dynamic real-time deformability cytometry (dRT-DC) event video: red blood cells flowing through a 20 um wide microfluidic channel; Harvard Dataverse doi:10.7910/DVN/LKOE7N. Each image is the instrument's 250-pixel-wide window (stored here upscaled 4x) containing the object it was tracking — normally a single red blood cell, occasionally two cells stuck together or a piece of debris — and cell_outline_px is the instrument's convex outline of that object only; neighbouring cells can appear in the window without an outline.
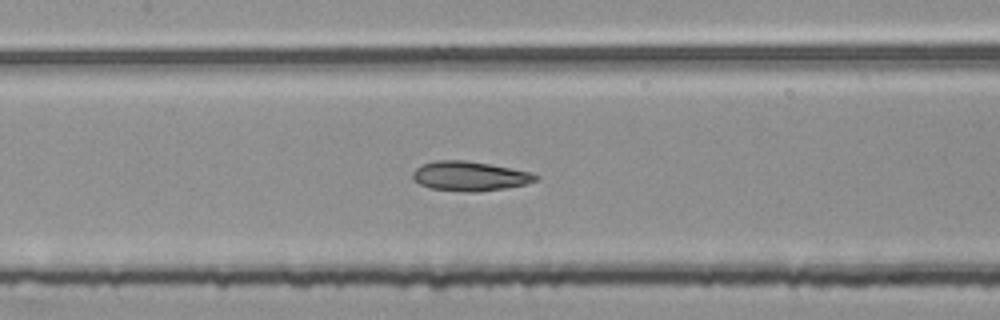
{"species": "common noctule bat (a hibernating species)", "species_latin": "Nyctalus noctula", "temperature_condition": "room temperature", "stored_images_in_passage": 53, "camera_frame_rate_fps": 3000, "um_per_image_px": 0.085, "animal": {"sex": "female", "body_mass_g": 25.1}, "frame": {"image": 1, "passage_image": 25, "time_ms": 8.0, "image_size_px": [1000, 320], "cell_outline_px": [[540, 176], [536, 180], [524, 184], [504, 188], [476, 192], [464, 192], [428, 188], [420, 184], [412, 176], [412, 172], [420, 164], [436, 160], [464, 160], [488, 164], [532, 172]], "centroid_in_image_um": [39.89, 14.97], "position_along_channel_um": 167.5, "area_um2": 21.1}}
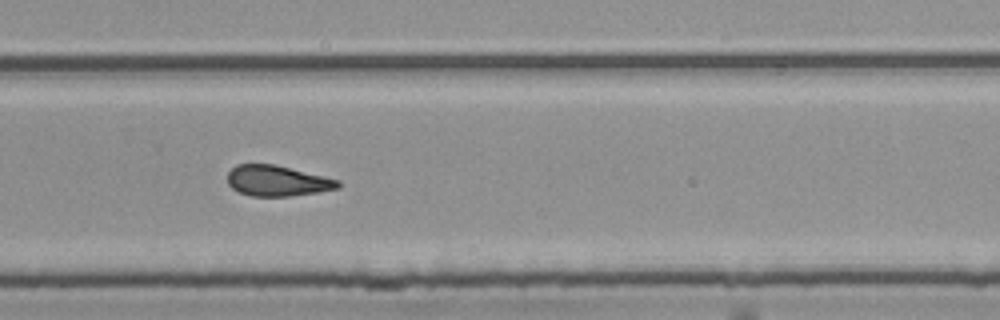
{"frame": {"image": 2, "passage_image": 36, "time_ms": 11.667, "image_size_px": [1000, 320], "cell_outline_px": [[340, 188], [316, 192], [288, 196], [252, 196], [240, 192], [232, 188], [228, 184], [228, 172], [236, 164], [276, 164], [340, 180]], "centroid_in_image_um": [23.57, 15.36], "position_along_channel_um": 306.2, "area_um2": 19.71}}
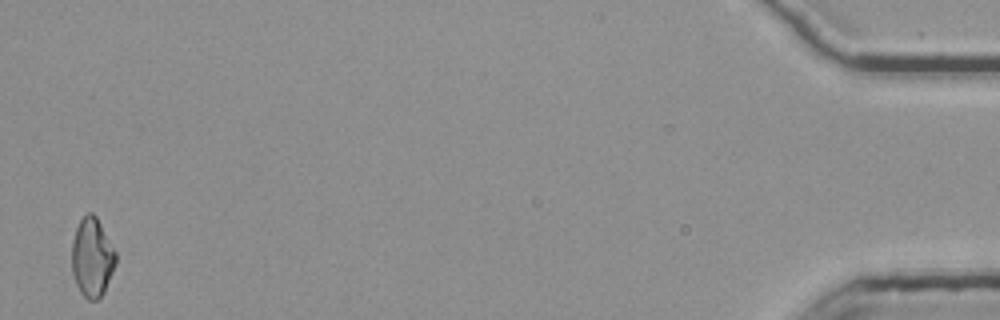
{"frame": {"image": 3, "passage_image": 53, "time_ms": 17.333, "image_size_px": [1000, 320], "cell_outline_px": [[116, 264], [104, 292], [96, 300], [88, 300], [80, 292], [76, 284], [72, 272], [72, 240], [76, 228], [80, 220], [88, 212], [92, 212], [96, 216], [116, 252]], "centroid_in_image_um": [7.82, 21.89], "position_along_channel_um": 427.4, "area_um2": 20.17}, "authors_computed_cell_mechanics": {"area_um2": 20.6924, "velocity_mm_per_s": 3.8038, "shape_relaxation_time_tau1_ms": null, "shape_relaxation_time_tau2_ms": 4.3538, "deformation_change_tau1": null, "deformation_change_tau2": 0.1327}}